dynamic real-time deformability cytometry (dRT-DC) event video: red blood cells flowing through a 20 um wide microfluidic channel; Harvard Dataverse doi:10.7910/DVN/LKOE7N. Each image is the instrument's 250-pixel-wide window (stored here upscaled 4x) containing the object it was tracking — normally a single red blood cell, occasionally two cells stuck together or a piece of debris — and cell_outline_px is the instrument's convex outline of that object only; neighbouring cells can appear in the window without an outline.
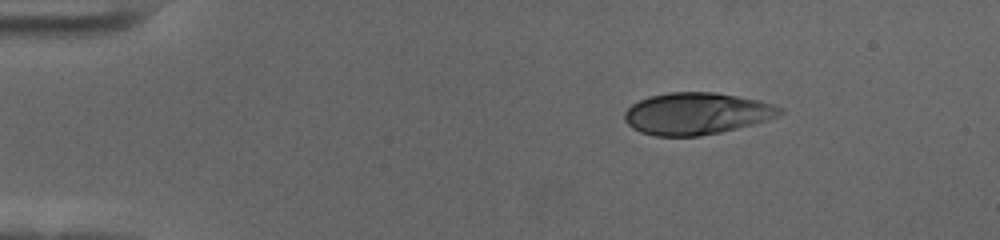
{"species": "human", "species_latin": "Homo sapiens", "temperature_condition": "cold", "stored_images_in_passage": 49, "camera_frame_rate_fps": 3000, "um_per_image_px": 0.085, "donor": {"sex": "female"}, "frame": {"image": 1, "passage_image": 1, "time_ms": 0.0, "image_size_px": [1000, 240], "cell_outline_px": [[784, 112], [776, 116], [752, 124], [720, 132], [700, 136], [656, 136], [640, 132], [632, 128], [624, 120], [624, 112], [632, 104], [640, 100], [652, 96], [668, 92], [716, 92], [756, 100], [772, 104], [784, 108]], "centroid_in_image_um": [59.17, 9.65], "position_along_channel_um": 25.8, "area_um2": 37.63}}
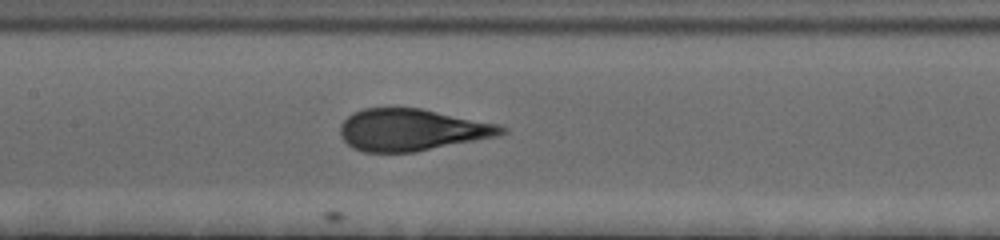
{"frame": {"image": 2, "passage_image": 20, "time_ms": 6.333, "image_size_px": [1000, 240], "cell_outline_px": [[508, 132], [496, 136], [416, 152], [364, 152], [352, 148], [340, 136], [340, 124], [352, 112], [364, 108], [420, 108], [500, 124], [508, 128]], "centroid_in_image_um": [35.0, 11.04], "position_along_channel_um": 172.4, "area_um2": 39.48}}
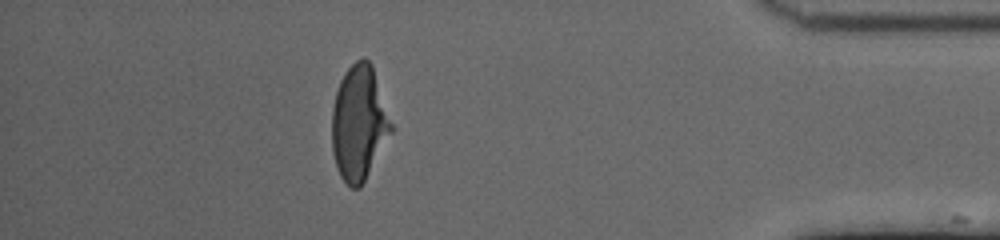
{"frame": {"image": 3, "passage_image": 43, "time_ms": 14.0, "image_size_px": [1000, 240], "cell_outline_px": [[396, 128], [360, 188], [352, 188], [340, 176], [332, 152], [332, 108], [336, 92], [340, 80], [348, 68], [356, 60], [364, 56], [372, 64]], "centroid_in_image_um": [30.56, 10.44], "position_along_channel_um": 404.6, "area_um2": 40.4}, "authors_computed_cell_mechanics": {"area_um2": 39.882, "velocity_mm_per_s": 3.5438, "shape_relaxation_time_tau1_ms": 3.9465, "shape_relaxation_time_tau2_ms": null, "deformation_change_tau1": 0.1988, "deformation_change_tau2": null}}